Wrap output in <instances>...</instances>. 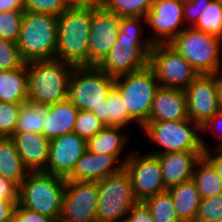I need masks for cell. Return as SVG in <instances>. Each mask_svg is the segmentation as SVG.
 Segmentation results:
<instances>
[{"mask_svg": "<svg viewBox=\"0 0 222 222\" xmlns=\"http://www.w3.org/2000/svg\"><path fill=\"white\" fill-rule=\"evenodd\" d=\"M127 157L117 164L114 155L95 154L88 150L78 159L72 173L66 178L71 182H97L118 173L124 168ZM117 164V165H116Z\"/></svg>", "mask_w": 222, "mask_h": 222, "instance_id": "18", "label": "cell"}, {"mask_svg": "<svg viewBox=\"0 0 222 222\" xmlns=\"http://www.w3.org/2000/svg\"><path fill=\"white\" fill-rule=\"evenodd\" d=\"M204 151H184L155 155L162 168L165 190L192 179L196 163Z\"/></svg>", "mask_w": 222, "mask_h": 222, "instance_id": "19", "label": "cell"}, {"mask_svg": "<svg viewBox=\"0 0 222 222\" xmlns=\"http://www.w3.org/2000/svg\"><path fill=\"white\" fill-rule=\"evenodd\" d=\"M78 108L66 99L46 106L42 134L49 140L73 132Z\"/></svg>", "mask_w": 222, "mask_h": 222, "instance_id": "22", "label": "cell"}, {"mask_svg": "<svg viewBox=\"0 0 222 222\" xmlns=\"http://www.w3.org/2000/svg\"><path fill=\"white\" fill-rule=\"evenodd\" d=\"M159 86L149 66L114 78V87L122 96L130 118L141 128L149 120L154 95Z\"/></svg>", "mask_w": 222, "mask_h": 222, "instance_id": "8", "label": "cell"}, {"mask_svg": "<svg viewBox=\"0 0 222 222\" xmlns=\"http://www.w3.org/2000/svg\"><path fill=\"white\" fill-rule=\"evenodd\" d=\"M217 99H218L219 110L222 112V74L218 77Z\"/></svg>", "mask_w": 222, "mask_h": 222, "instance_id": "48", "label": "cell"}, {"mask_svg": "<svg viewBox=\"0 0 222 222\" xmlns=\"http://www.w3.org/2000/svg\"><path fill=\"white\" fill-rule=\"evenodd\" d=\"M25 63L17 43L0 38V70L20 68Z\"/></svg>", "mask_w": 222, "mask_h": 222, "instance_id": "36", "label": "cell"}, {"mask_svg": "<svg viewBox=\"0 0 222 222\" xmlns=\"http://www.w3.org/2000/svg\"><path fill=\"white\" fill-rule=\"evenodd\" d=\"M167 191L173 199L179 219L182 222H195L201 197L194 181L190 179Z\"/></svg>", "mask_w": 222, "mask_h": 222, "instance_id": "24", "label": "cell"}, {"mask_svg": "<svg viewBox=\"0 0 222 222\" xmlns=\"http://www.w3.org/2000/svg\"><path fill=\"white\" fill-rule=\"evenodd\" d=\"M92 8H67L57 18L56 59L74 67L89 66Z\"/></svg>", "mask_w": 222, "mask_h": 222, "instance_id": "2", "label": "cell"}, {"mask_svg": "<svg viewBox=\"0 0 222 222\" xmlns=\"http://www.w3.org/2000/svg\"><path fill=\"white\" fill-rule=\"evenodd\" d=\"M220 75H199L184 90L189 119L198 123L201 127L220 111L217 99V85Z\"/></svg>", "mask_w": 222, "mask_h": 222, "instance_id": "15", "label": "cell"}, {"mask_svg": "<svg viewBox=\"0 0 222 222\" xmlns=\"http://www.w3.org/2000/svg\"><path fill=\"white\" fill-rule=\"evenodd\" d=\"M57 18L50 14L24 11L17 45L26 63L56 59Z\"/></svg>", "mask_w": 222, "mask_h": 222, "instance_id": "5", "label": "cell"}, {"mask_svg": "<svg viewBox=\"0 0 222 222\" xmlns=\"http://www.w3.org/2000/svg\"><path fill=\"white\" fill-rule=\"evenodd\" d=\"M192 180L201 199L222 193V179L213 165L204 156L196 163Z\"/></svg>", "mask_w": 222, "mask_h": 222, "instance_id": "28", "label": "cell"}, {"mask_svg": "<svg viewBox=\"0 0 222 222\" xmlns=\"http://www.w3.org/2000/svg\"><path fill=\"white\" fill-rule=\"evenodd\" d=\"M24 11L60 16L68 7L65 0H23Z\"/></svg>", "mask_w": 222, "mask_h": 222, "instance_id": "38", "label": "cell"}, {"mask_svg": "<svg viewBox=\"0 0 222 222\" xmlns=\"http://www.w3.org/2000/svg\"><path fill=\"white\" fill-rule=\"evenodd\" d=\"M202 13L196 24V30L222 38V3L220 0H202Z\"/></svg>", "mask_w": 222, "mask_h": 222, "instance_id": "29", "label": "cell"}, {"mask_svg": "<svg viewBox=\"0 0 222 222\" xmlns=\"http://www.w3.org/2000/svg\"><path fill=\"white\" fill-rule=\"evenodd\" d=\"M149 141L162 149L148 154L161 155L164 153L184 151H205L208 145L198 132L201 126L190 119L181 121H148L143 127Z\"/></svg>", "mask_w": 222, "mask_h": 222, "instance_id": "7", "label": "cell"}, {"mask_svg": "<svg viewBox=\"0 0 222 222\" xmlns=\"http://www.w3.org/2000/svg\"><path fill=\"white\" fill-rule=\"evenodd\" d=\"M148 66L153 70L161 87L185 90L198 72L169 44L153 45Z\"/></svg>", "mask_w": 222, "mask_h": 222, "instance_id": "11", "label": "cell"}, {"mask_svg": "<svg viewBox=\"0 0 222 222\" xmlns=\"http://www.w3.org/2000/svg\"><path fill=\"white\" fill-rule=\"evenodd\" d=\"M121 17L103 7L92 9L89 37V66H98L113 47Z\"/></svg>", "mask_w": 222, "mask_h": 222, "instance_id": "16", "label": "cell"}, {"mask_svg": "<svg viewBox=\"0 0 222 222\" xmlns=\"http://www.w3.org/2000/svg\"><path fill=\"white\" fill-rule=\"evenodd\" d=\"M97 186V222H119L127 217L131 208L138 202L125 168L97 181Z\"/></svg>", "mask_w": 222, "mask_h": 222, "instance_id": "9", "label": "cell"}, {"mask_svg": "<svg viewBox=\"0 0 222 222\" xmlns=\"http://www.w3.org/2000/svg\"><path fill=\"white\" fill-rule=\"evenodd\" d=\"M73 69V65L58 59L28 62V101L49 106L68 99Z\"/></svg>", "mask_w": 222, "mask_h": 222, "instance_id": "3", "label": "cell"}, {"mask_svg": "<svg viewBox=\"0 0 222 222\" xmlns=\"http://www.w3.org/2000/svg\"><path fill=\"white\" fill-rule=\"evenodd\" d=\"M222 218V193L201 199L195 222H216Z\"/></svg>", "mask_w": 222, "mask_h": 222, "instance_id": "37", "label": "cell"}, {"mask_svg": "<svg viewBox=\"0 0 222 222\" xmlns=\"http://www.w3.org/2000/svg\"><path fill=\"white\" fill-rule=\"evenodd\" d=\"M140 21L145 22L144 25L146 24V18H121L116 42L97 66L101 71L115 78L148 66L149 54L153 45L148 37L141 38L143 27Z\"/></svg>", "mask_w": 222, "mask_h": 222, "instance_id": "1", "label": "cell"}, {"mask_svg": "<svg viewBox=\"0 0 222 222\" xmlns=\"http://www.w3.org/2000/svg\"><path fill=\"white\" fill-rule=\"evenodd\" d=\"M216 222H222V218H220L219 220H217Z\"/></svg>", "mask_w": 222, "mask_h": 222, "instance_id": "50", "label": "cell"}, {"mask_svg": "<svg viewBox=\"0 0 222 222\" xmlns=\"http://www.w3.org/2000/svg\"><path fill=\"white\" fill-rule=\"evenodd\" d=\"M18 202H10L0 198V222H12L13 211Z\"/></svg>", "mask_w": 222, "mask_h": 222, "instance_id": "45", "label": "cell"}, {"mask_svg": "<svg viewBox=\"0 0 222 222\" xmlns=\"http://www.w3.org/2000/svg\"><path fill=\"white\" fill-rule=\"evenodd\" d=\"M12 222H57L54 218L41 215L36 211L17 204L13 211Z\"/></svg>", "mask_w": 222, "mask_h": 222, "instance_id": "39", "label": "cell"}, {"mask_svg": "<svg viewBox=\"0 0 222 222\" xmlns=\"http://www.w3.org/2000/svg\"><path fill=\"white\" fill-rule=\"evenodd\" d=\"M28 101L27 63L12 70H0V102Z\"/></svg>", "mask_w": 222, "mask_h": 222, "instance_id": "23", "label": "cell"}, {"mask_svg": "<svg viewBox=\"0 0 222 222\" xmlns=\"http://www.w3.org/2000/svg\"><path fill=\"white\" fill-rule=\"evenodd\" d=\"M65 187V178L44 171L29 172L19 185L18 204L58 222Z\"/></svg>", "mask_w": 222, "mask_h": 222, "instance_id": "4", "label": "cell"}, {"mask_svg": "<svg viewBox=\"0 0 222 222\" xmlns=\"http://www.w3.org/2000/svg\"><path fill=\"white\" fill-rule=\"evenodd\" d=\"M169 45L181 54L199 75L222 74L221 37L186 27Z\"/></svg>", "mask_w": 222, "mask_h": 222, "instance_id": "6", "label": "cell"}, {"mask_svg": "<svg viewBox=\"0 0 222 222\" xmlns=\"http://www.w3.org/2000/svg\"><path fill=\"white\" fill-rule=\"evenodd\" d=\"M11 138L25 167L30 172H45L49 159L50 140L36 132H18Z\"/></svg>", "mask_w": 222, "mask_h": 222, "instance_id": "20", "label": "cell"}, {"mask_svg": "<svg viewBox=\"0 0 222 222\" xmlns=\"http://www.w3.org/2000/svg\"><path fill=\"white\" fill-rule=\"evenodd\" d=\"M106 125L91 111L79 110L76 116L73 132L88 140L100 132Z\"/></svg>", "mask_w": 222, "mask_h": 222, "instance_id": "34", "label": "cell"}, {"mask_svg": "<svg viewBox=\"0 0 222 222\" xmlns=\"http://www.w3.org/2000/svg\"><path fill=\"white\" fill-rule=\"evenodd\" d=\"M68 8H100L103 0H65Z\"/></svg>", "mask_w": 222, "mask_h": 222, "instance_id": "46", "label": "cell"}, {"mask_svg": "<svg viewBox=\"0 0 222 222\" xmlns=\"http://www.w3.org/2000/svg\"><path fill=\"white\" fill-rule=\"evenodd\" d=\"M91 112L106 126L126 128L134 122L127 112L122 96L115 87L108 94L107 102Z\"/></svg>", "mask_w": 222, "mask_h": 222, "instance_id": "27", "label": "cell"}, {"mask_svg": "<svg viewBox=\"0 0 222 222\" xmlns=\"http://www.w3.org/2000/svg\"><path fill=\"white\" fill-rule=\"evenodd\" d=\"M30 171L18 156L11 137H0V175L18 187Z\"/></svg>", "mask_w": 222, "mask_h": 222, "instance_id": "26", "label": "cell"}, {"mask_svg": "<svg viewBox=\"0 0 222 222\" xmlns=\"http://www.w3.org/2000/svg\"><path fill=\"white\" fill-rule=\"evenodd\" d=\"M184 2L185 0H153L146 16V25L152 31L147 37L152 45L169 44L185 29Z\"/></svg>", "mask_w": 222, "mask_h": 222, "instance_id": "12", "label": "cell"}, {"mask_svg": "<svg viewBox=\"0 0 222 222\" xmlns=\"http://www.w3.org/2000/svg\"><path fill=\"white\" fill-rule=\"evenodd\" d=\"M114 77L97 66L74 67L69 79L68 99L78 110L92 111L107 102Z\"/></svg>", "mask_w": 222, "mask_h": 222, "instance_id": "10", "label": "cell"}, {"mask_svg": "<svg viewBox=\"0 0 222 222\" xmlns=\"http://www.w3.org/2000/svg\"><path fill=\"white\" fill-rule=\"evenodd\" d=\"M143 202L150 209L155 222H182L177 216L173 199L167 190L150 196Z\"/></svg>", "mask_w": 222, "mask_h": 222, "instance_id": "31", "label": "cell"}, {"mask_svg": "<svg viewBox=\"0 0 222 222\" xmlns=\"http://www.w3.org/2000/svg\"><path fill=\"white\" fill-rule=\"evenodd\" d=\"M127 217L131 222H155L150 209L143 201H138L129 211Z\"/></svg>", "mask_w": 222, "mask_h": 222, "instance_id": "41", "label": "cell"}, {"mask_svg": "<svg viewBox=\"0 0 222 222\" xmlns=\"http://www.w3.org/2000/svg\"><path fill=\"white\" fill-rule=\"evenodd\" d=\"M21 103L0 102V137L14 134Z\"/></svg>", "mask_w": 222, "mask_h": 222, "instance_id": "35", "label": "cell"}, {"mask_svg": "<svg viewBox=\"0 0 222 222\" xmlns=\"http://www.w3.org/2000/svg\"><path fill=\"white\" fill-rule=\"evenodd\" d=\"M97 182L66 181L58 222H97Z\"/></svg>", "mask_w": 222, "mask_h": 222, "instance_id": "13", "label": "cell"}, {"mask_svg": "<svg viewBox=\"0 0 222 222\" xmlns=\"http://www.w3.org/2000/svg\"><path fill=\"white\" fill-rule=\"evenodd\" d=\"M24 11L0 12V38L17 43Z\"/></svg>", "mask_w": 222, "mask_h": 222, "instance_id": "33", "label": "cell"}, {"mask_svg": "<svg viewBox=\"0 0 222 222\" xmlns=\"http://www.w3.org/2000/svg\"><path fill=\"white\" fill-rule=\"evenodd\" d=\"M45 117L46 106H41L29 101L21 103L14 133L36 132L42 134Z\"/></svg>", "mask_w": 222, "mask_h": 222, "instance_id": "30", "label": "cell"}, {"mask_svg": "<svg viewBox=\"0 0 222 222\" xmlns=\"http://www.w3.org/2000/svg\"><path fill=\"white\" fill-rule=\"evenodd\" d=\"M221 124H222V112L219 111L212 118H210L206 123H204L203 126L201 127L202 134H204V132L210 131L211 134H213L215 137H219L217 140H219L221 138V141H219L218 145H216L215 148H222V135H221L222 129L219 131L220 127L222 128ZM213 129L215 132L213 131ZM217 129H218V131H216ZM217 132H218V134H217Z\"/></svg>", "mask_w": 222, "mask_h": 222, "instance_id": "43", "label": "cell"}, {"mask_svg": "<svg viewBox=\"0 0 222 222\" xmlns=\"http://www.w3.org/2000/svg\"><path fill=\"white\" fill-rule=\"evenodd\" d=\"M153 0H103L102 7L118 17L146 18Z\"/></svg>", "mask_w": 222, "mask_h": 222, "instance_id": "32", "label": "cell"}, {"mask_svg": "<svg viewBox=\"0 0 222 222\" xmlns=\"http://www.w3.org/2000/svg\"><path fill=\"white\" fill-rule=\"evenodd\" d=\"M203 156L213 165L218 175L222 179V148L213 149L211 153L210 148H204Z\"/></svg>", "mask_w": 222, "mask_h": 222, "instance_id": "44", "label": "cell"}, {"mask_svg": "<svg viewBox=\"0 0 222 222\" xmlns=\"http://www.w3.org/2000/svg\"><path fill=\"white\" fill-rule=\"evenodd\" d=\"M87 151V140L71 132L50 140L46 173L67 178L78 159Z\"/></svg>", "mask_w": 222, "mask_h": 222, "instance_id": "17", "label": "cell"}, {"mask_svg": "<svg viewBox=\"0 0 222 222\" xmlns=\"http://www.w3.org/2000/svg\"><path fill=\"white\" fill-rule=\"evenodd\" d=\"M189 119L185 91L159 86L152 102L148 121H181Z\"/></svg>", "mask_w": 222, "mask_h": 222, "instance_id": "21", "label": "cell"}, {"mask_svg": "<svg viewBox=\"0 0 222 222\" xmlns=\"http://www.w3.org/2000/svg\"><path fill=\"white\" fill-rule=\"evenodd\" d=\"M119 222H131V220L128 217H126L121 219Z\"/></svg>", "mask_w": 222, "mask_h": 222, "instance_id": "49", "label": "cell"}, {"mask_svg": "<svg viewBox=\"0 0 222 222\" xmlns=\"http://www.w3.org/2000/svg\"><path fill=\"white\" fill-rule=\"evenodd\" d=\"M123 127L105 126L100 132L87 140V150L95 154L114 155L119 159L126 142V134H122Z\"/></svg>", "mask_w": 222, "mask_h": 222, "instance_id": "25", "label": "cell"}, {"mask_svg": "<svg viewBox=\"0 0 222 222\" xmlns=\"http://www.w3.org/2000/svg\"><path fill=\"white\" fill-rule=\"evenodd\" d=\"M201 9L202 0H185L183 6L184 23L187 21V24L190 23L189 27H193L202 13Z\"/></svg>", "mask_w": 222, "mask_h": 222, "instance_id": "40", "label": "cell"}, {"mask_svg": "<svg viewBox=\"0 0 222 222\" xmlns=\"http://www.w3.org/2000/svg\"><path fill=\"white\" fill-rule=\"evenodd\" d=\"M19 187L0 175V198L10 202H18Z\"/></svg>", "mask_w": 222, "mask_h": 222, "instance_id": "42", "label": "cell"}, {"mask_svg": "<svg viewBox=\"0 0 222 222\" xmlns=\"http://www.w3.org/2000/svg\"><path fill=\"white\" fill-rule=\"evenodd\" d=\"M9 10L24 11L23 0H0V12Z\"/></svg>", "mask_w": 222, "mask_h": 222, "instance_id": "47", "label": "cell"}, {"mask_svg": "<svg viewBox=\"0 0 222 222\" xmlns=\"http://www.w3.org/2000/svg\"><path fill=\"white\" fill-rule=\"evenodd\" d=\"M124 168L130 176L132 190L138 201H144L150 196L166 191L162 168L155 155L147 153L140 156V153H130Z\"/></svg>", "mask_w": 222, "mask_h": 222, "instance_id": "14", "label": "cell"}]
</instances>
